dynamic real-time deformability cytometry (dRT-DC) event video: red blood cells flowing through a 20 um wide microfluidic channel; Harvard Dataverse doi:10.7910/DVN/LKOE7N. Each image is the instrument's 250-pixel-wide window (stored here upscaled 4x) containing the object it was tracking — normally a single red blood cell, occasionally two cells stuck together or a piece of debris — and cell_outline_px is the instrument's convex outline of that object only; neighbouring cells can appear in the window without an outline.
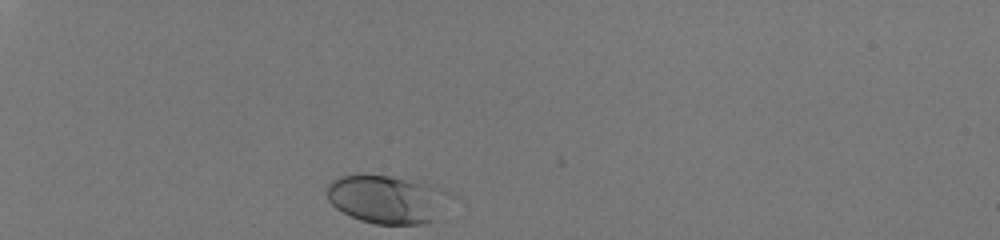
{"species": "human", "species_latin": "Homo sapiens", "temperature_condition": "room temperature", "stored_images_in_passage": 31, "camera_frame_rate_fps": 3000, "um_per_image_px": 0.085, "donor": {"sex": "male"}, "frame": {"image": 1, "passage_image": 1, "time_ms": 0.0, "image_size_px": [1000, 240], "cell_outline_px": [[452, 196], [436, 220], [424, 224], [376, 224], [360, 220], [336, 208], [328, 200], [328, 184], [332, 180], [340, 176], [388, 176], [432, 184], [452, 192]], "centroid_in_image_um": [32.98, 16.95], "position_along_channel_um": 52.0, "area_um2": 34.56}}
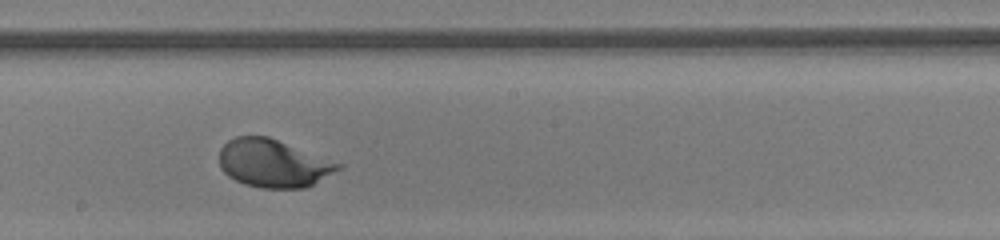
{"frame": {"image": 2, "passage_image": 18, "time_ms": 5.667, "image_size_px": [1000, 240], "cell_outline_px": [[348, 164], [344, 168], [304, 188], [260, 188], [244, 184], [228, 176], [220, 168], [220, 148], [228, 140], [236, 136], [268, 136]], "centroid_in_image_um": [23.3, 13.87], "position_along_channel_um": 224.9, "area_um2": 33.81}}
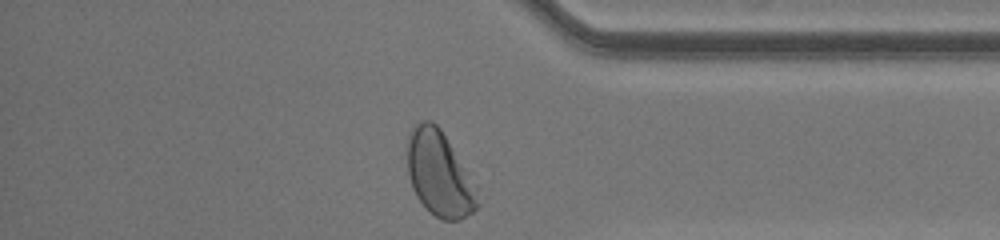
{"frame": {"image": 3, "passage_image": 31, "time_ms": 10.0, "image_size_px": [1000, 240], "cell_outline_px": [[480, 204], [472, 212], [460, 220], [440, 220], [416, 196], [412, 188], [408, 176], [408, 132], [420, 120], [432, 120], [440, 128], [476, 188]], "centroid_in_image_um": [37.32, 14.78], "position_along_channel_um": 397.9, "area_um2": 34.16}, "authors_computed_cell_mechanics": {"area_um2": 33.0038, "velocity_mm_per_s": 4.09, "shape_relaxation_time_tau1_ms": 2.0643, "shape_relaxation_time_tau2_ms": null, "deformation_change_tau1": 0.135, "deformation_change_tau2": null}}